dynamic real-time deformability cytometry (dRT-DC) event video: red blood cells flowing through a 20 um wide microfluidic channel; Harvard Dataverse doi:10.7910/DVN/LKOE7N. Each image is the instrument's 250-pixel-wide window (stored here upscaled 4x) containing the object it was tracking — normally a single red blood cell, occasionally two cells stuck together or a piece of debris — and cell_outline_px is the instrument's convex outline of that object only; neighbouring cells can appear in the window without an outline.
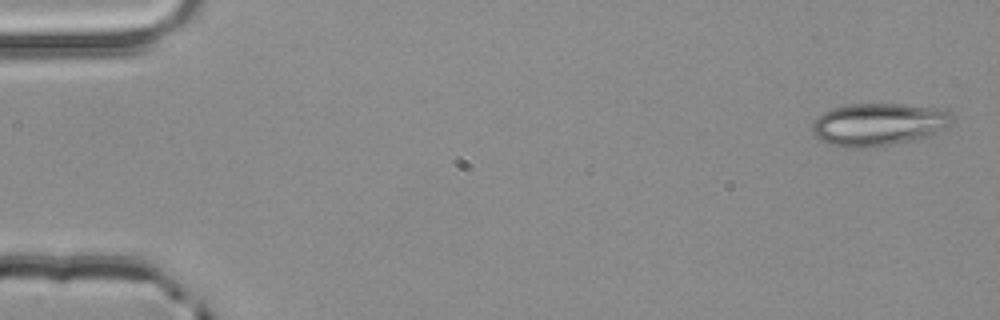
{"species": "common noctule bat (a hibernating species)", "species_latin": "Nyctalus noctula", "temperature_condition": "room temperature", "stored_images_in_passage": 3, "camera_frame_rate_fps": 3000, "um_per_image_px": 0.085, "animal": {"sex": "male", "body_mass_g": 20.4}, "frame": {"image": 1, "passage_image": 1, "time_ms": 0.0, "image_size_px": [1000, 320], "cell_outline_px": [[952, 124], [932, 136], [892, 144], [860, 148], [832, 144], [820, 140], [812, 132], [812, 124], [824, 112], [832, 108], [852, 104], [900, 104], [936, 108], [948, 112], [952, 116]], "centroid_in_image_um": [74.71, 10.57], "position_along_channel_um": 10.3, "area_um2": 34.33}}